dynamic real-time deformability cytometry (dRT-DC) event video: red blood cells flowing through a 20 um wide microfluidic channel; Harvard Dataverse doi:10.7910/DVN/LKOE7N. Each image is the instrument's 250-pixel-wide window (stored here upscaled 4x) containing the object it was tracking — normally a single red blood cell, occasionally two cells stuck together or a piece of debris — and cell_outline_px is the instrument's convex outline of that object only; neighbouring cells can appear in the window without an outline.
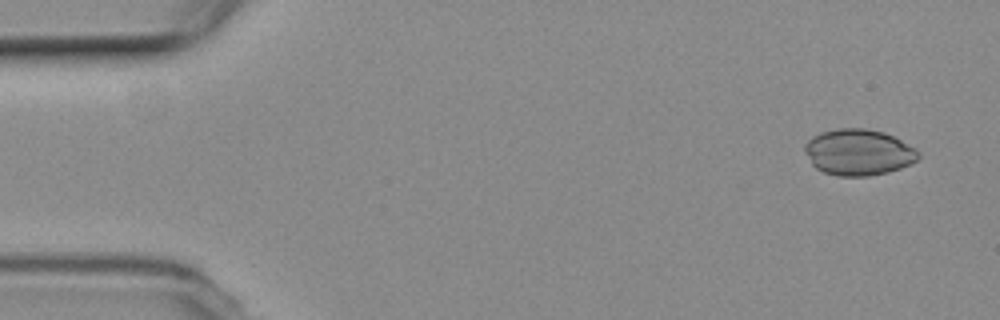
{"species": "common noctule bat (a hibernating species)", "species_latin": "Nyctalus noctula", "temperature_condition": "room temperature", "stored_images_in_passage": 56, "camera_frame_rate_fps": 3000, "um_per_image_px": 0.085, "animal": {"sex": "female", "body_mass_g": 19.3, "forearm_length_mm": 54.1}, "frame": {"image": 1, "passage_image": 3, "time_ms": 0.667, "image_size_px": [1000, 320], "cell_outline_px": [[920, 156], [916, 160], [900, 168], [888, 172], [868, 176], [836, 176], [824, 172], [816, 168], [812, 164], [804, 152], [804, 144], [812, 136], [820, 132], [836, 128], [864, 128], [884, 132], [916, 148], [920, 152]], "centroid_in_image_um": [72.94, 12.93], "position_along_channel_um": 12.1, "area_um2": 30.69}}
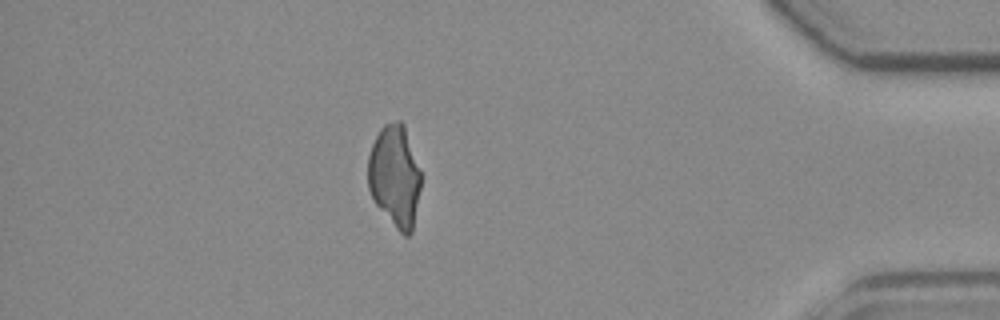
{"frame": {"image": 2, "passage_image": 49, "time_ms": 16.0, "image_size_px": [1000, 320], "cell_outline_px": [[420, 188], [412, 232], [408, 236], [404, 236], [396, 228], [376, 204], [368, 188], [368, 156], [372, 144], [380, 128], [384, 124], [396, 120], [400, 120], [404, 124], [420, 172]], "centroid_in_image_um": [33.54, 14.95], "position_along_channel_um": 401.7, "area_um2": 31.15}}